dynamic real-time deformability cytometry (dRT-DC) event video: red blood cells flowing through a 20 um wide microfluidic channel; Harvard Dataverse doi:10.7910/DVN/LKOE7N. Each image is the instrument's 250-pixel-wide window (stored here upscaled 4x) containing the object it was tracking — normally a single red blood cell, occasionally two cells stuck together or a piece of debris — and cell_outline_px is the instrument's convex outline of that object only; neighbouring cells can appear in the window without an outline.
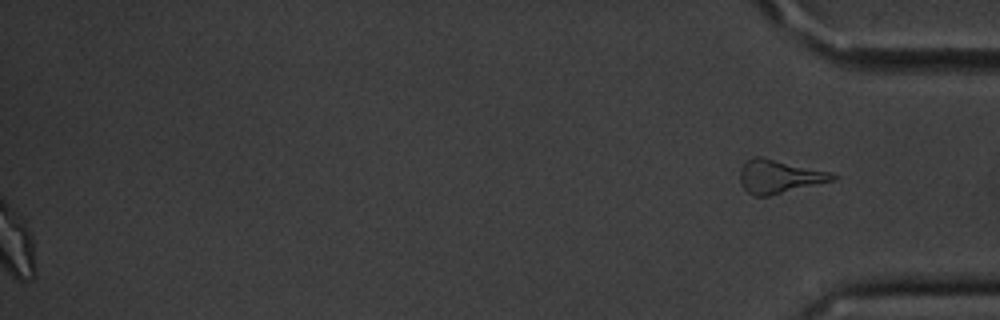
{"species": "common noctule bat (a hibernating species)", "species_latin": "Nyctalus noctula", "temperature_condition": "cold", "stored_images_in_passage": 54, "segment_of_instrument_passage": [2, 2], "camera_frame_rate_fps": 3000, "um_per_image_px": 0.085, "animal": {"sex": "male", "body_mass_g": 20.1, "forearm_length_mm": 53.5}, "frame": {"image": 1, "passage_image": 54, "time_ms": 17.667, "image_size_px": [1000, 320], "cell_outline_px": [[840, 176], [832, 180], [768, 196], [752, 196], [740, 184], [740, 168], [752, 156], [760, 156], [832, 172]], "centroid_in_image_um": [66.2, 14.99], "position_along_channel_um": 369.0, "area_um2": 17.92}}